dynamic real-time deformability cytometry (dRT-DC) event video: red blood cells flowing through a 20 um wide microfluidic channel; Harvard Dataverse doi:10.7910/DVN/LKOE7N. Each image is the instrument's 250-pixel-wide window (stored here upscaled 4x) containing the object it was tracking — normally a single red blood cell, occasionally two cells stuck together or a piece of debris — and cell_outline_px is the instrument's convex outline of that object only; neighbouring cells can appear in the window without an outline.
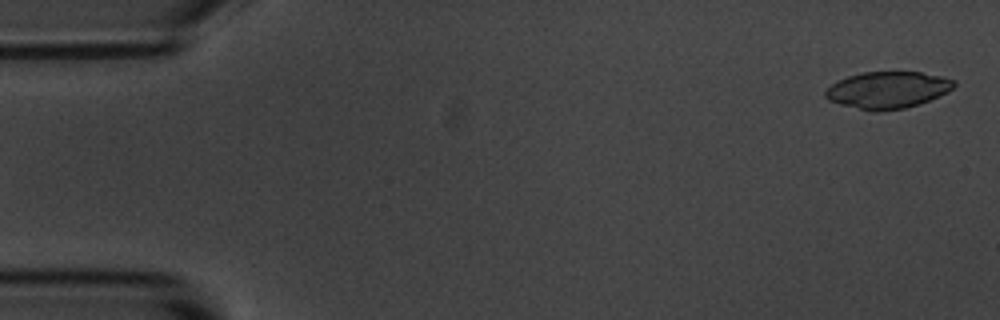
{"species": "common noctule bat (a hibernating species)", "species_latin": "Nyctalus noctula", "temperature_condition": "room temperature", "stored_images_in_passage": 5, "camera_frame_rate_fps": 3000, "um_per_image_px": 0.085, "animal": {"sex": "male", "body_mass_g": 20.1, "forearm_length_mm": 53.5}, "frame": {"image": 1, "passage_image": 1, "time_ms": 0.0, "image_size_px": [1000, 320], "cell_outline_px": [[956, 84], [948, 92], [928, 100], [904, 108], [880, 112], [872, 112], [840, 104], [828, 100], [824, 96], [824, 92], [836, 80], [848, 76], [864, 72], [920, 72], [940, 76], [956, 80]], "centroid_in_image_um": [75.42, 7.65], "position_along_channel_um": 9.6, "area_um2": 27.57}}